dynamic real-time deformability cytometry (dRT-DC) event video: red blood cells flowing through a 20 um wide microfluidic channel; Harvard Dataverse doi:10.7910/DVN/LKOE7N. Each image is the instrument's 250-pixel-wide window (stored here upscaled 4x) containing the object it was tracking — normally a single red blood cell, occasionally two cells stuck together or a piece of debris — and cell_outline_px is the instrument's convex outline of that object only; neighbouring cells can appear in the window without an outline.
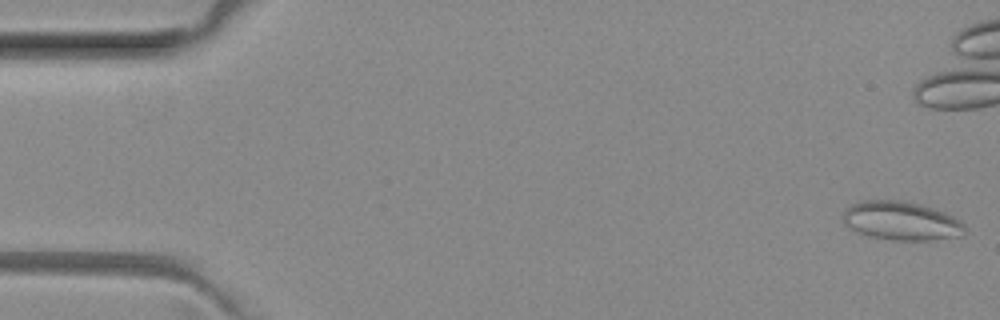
{"species": "common noctule bat (a hibernating species)", "species_latin": "Nyctalus noctula", "temperature_condition": "room temperature", "stored_images_in_passage": 51, "camera_frame_rate_fps": 3000, "um_per_image_px": 0.085, "animal": {"sex": "female", "body_mass_g": 29.2, "forearm_length_mm": 56.3}, "frame": {"image": 1, "passage_image": 1, "time_ms": 0.0, "image_size_px": [1000, 320], "cell_outline_px": [[968, 228], [964, 236], [932, 240], [892, 240], [868, 236], [844, 224], [844, 212], [852, 204], [860, 200], [904, 200], [920, 204], [944, 212], [960, 220]], "centroid_in_image_um": [76.67, 18.78], "position_along_channel_um": 8.3, "area_um2": 27.63}}
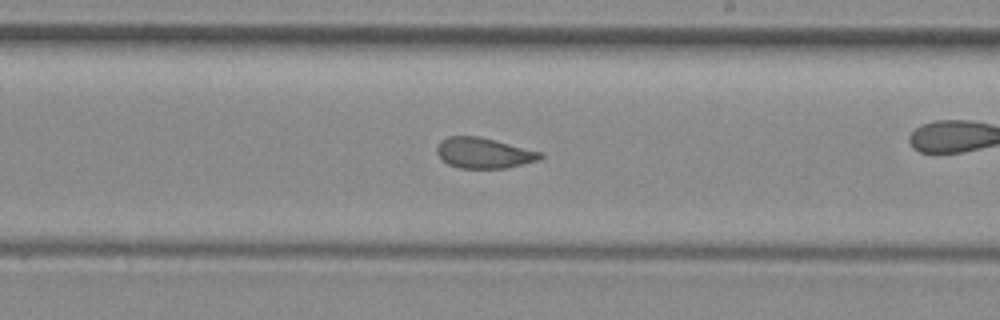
{"frame": {"image": 2, "passage_image": 29, "time_ms": 9.333, "image_size_px": [1000, 320], "cell_outline_px": [[544, 156], [540, 160], [508, 168], [460, 168], [448, 164], [436, 152], [436, 148], [440, 140], [448, 136], [480, 136], [544, 152]], "centroid_in_image_um": [41.17, 13.0], "position_along_channel_um": 247.8, "area_um2": 18.67}}
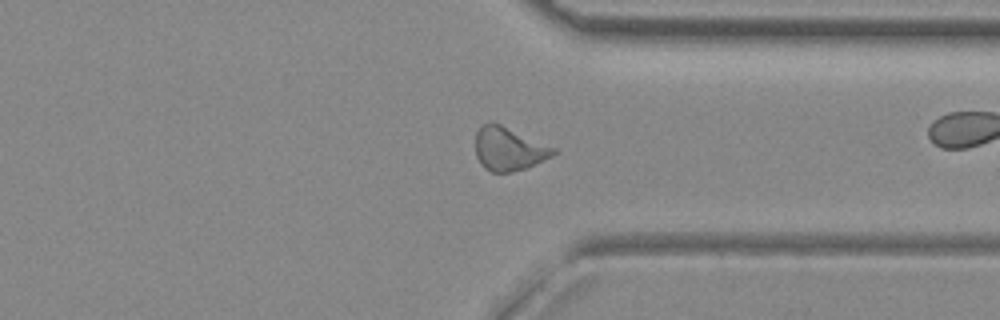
{"frame": {"image": 3, "passage_image": 38, "time_ms": 12.333, "image_size_px": [1000, 320], "cell_outline_px": [[556, 152], [552, 156], [524, 168], [508, 172], [492, 172], [484, 168], [480, 164], [476, 156], [476, 132], [488, 120], [492, 120], [556, 148]], "centroid_in_image_um": [43.21, 12.63], "position_along_channel_um": 368.2, "area_um2": 19.65}, "authors_computed_cell_mechanics": {"area_um2": 19.652, "velocity_mm_per_s": 4.0506, "shape_relaxation_time_tau1_ms": null, "shape_relaxation_time_tau2_ms": 1.0538, "deformation_change_tau1": null, "deformation_change_tau2": 0.0812}}